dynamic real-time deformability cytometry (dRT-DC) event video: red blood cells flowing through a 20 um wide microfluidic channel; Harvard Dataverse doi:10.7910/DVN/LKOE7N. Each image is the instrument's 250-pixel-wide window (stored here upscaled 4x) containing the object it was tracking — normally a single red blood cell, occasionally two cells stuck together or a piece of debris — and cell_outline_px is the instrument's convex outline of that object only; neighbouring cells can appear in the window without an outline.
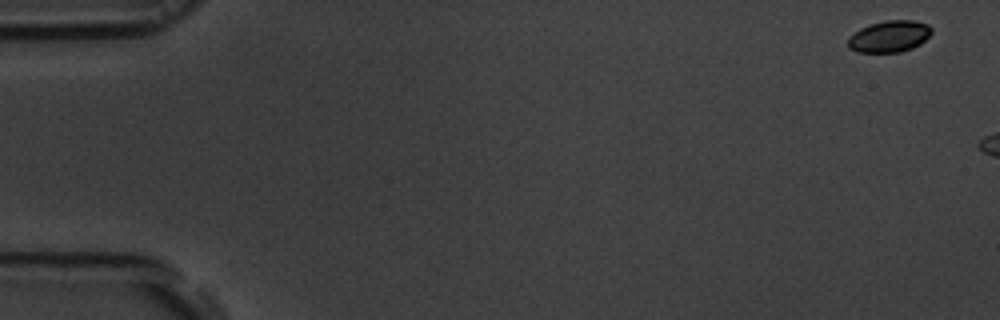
{"species": "common noctule bat (a hibernating species)", "species_latin": "Nyctalus noctula", "temperature_condition": "room temperature", "stored_images_in_passage": 6, "camera_frame_rate_fps": 3000, "um_per_image_px": 0.085, "animal": {"sex": "male", "body_mass_g": 19.5, "forearm_length_mm": 54.6}, "frame": {"image": 1, "passage_image": 1, "time_ms": 0.0, "image_size_px": [1000, 320], "cell_outline_px": [[932, 32], [920, 44], [912, 48], [900, 52], [856, 52], [848, 48], [848, 36], [860, 28], [884, 20], [912, 20], [928, 24], [932, 28]], "centroid_in_image_um": [75.58, 3.09], "position_along_channel_um": 9.4, "area_um2": 15.43}}